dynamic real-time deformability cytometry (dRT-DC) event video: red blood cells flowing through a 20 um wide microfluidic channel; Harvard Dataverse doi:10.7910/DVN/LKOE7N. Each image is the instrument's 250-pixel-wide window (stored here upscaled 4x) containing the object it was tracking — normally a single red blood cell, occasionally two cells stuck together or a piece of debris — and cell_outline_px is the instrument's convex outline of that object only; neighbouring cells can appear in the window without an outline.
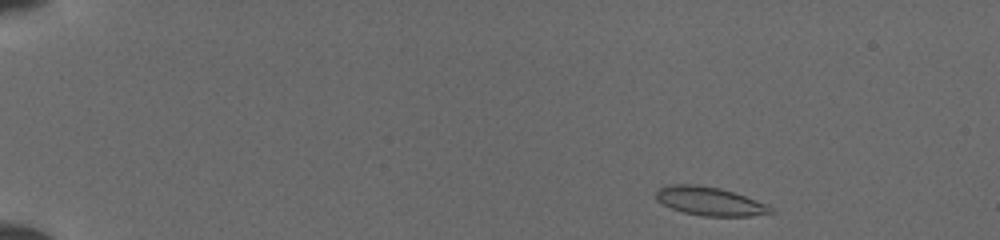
{"species": "common noctule bat (a hibernating species)", "species_latin": "Nyctalus noctula", "temperature_condition": "cold", "stored_images_in_passage": 44, "camera_frame_rate_fps": 3000, "um_per_image_px": 0.085, "animal": {"sex": "female", "body_mass_g": 19.5, "forearm_length_mm": 54.1}, "frame": {"image": 1, "passage_image": 1, "time_ms": 0.0, "image_size_px": [1000, 240], "cell_outline_px": [[776, 212], [748, 216], [700, 216], [684, 212], [672, 208], [656, 200], [656, 192], [660, 188], [668, 184], [696, 184], [720, 188], [768, 204], [776, 208]], "centroid_in_image_um": [60.36, 17.11], "position_along_channel_um": 24.6, "area_um2": 19.13}}
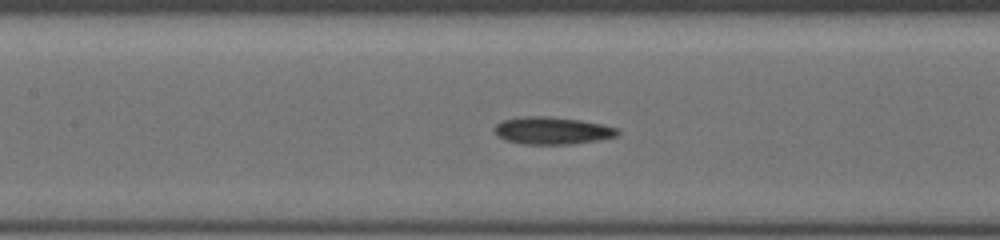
{"frame": {"image": 2, "passage_image": 19, "time_ms": 6.0, "image_size_px": [1000, 240], "cell_outline_px": [[620, 132], [616, 136], [600, 140], [572, 144], [524, 144], [508, 140], [500, 136], [492, 128], [500, 120], [524, 116], [552, 116], [580, 120], [604, 124], [620, 128]], "centroid_in_image_um": [46.99, 11.09], "position_along_channel_um": 160.4, "area_um2": 19.83}}
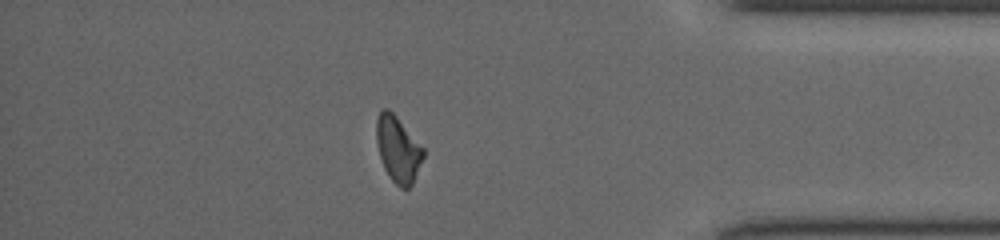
{"frame": {"image": 3, "passage_image": 38, "time_ms": 12.333, "image_size_px": [1000, 240], "cell_outline_px": [[424, 156], [412, 184], [408, 188], [400, 188], [388, 176], [384, 168], [380, 156], [376, 140], [376, 120], [380, 112], [384, 108], [388, 108], [396, 116], [424, 148]], "centroid_in_image_um": [33.82, 12.69], "position_along_channel_um": 401.4, "area_um2": 17.86}}